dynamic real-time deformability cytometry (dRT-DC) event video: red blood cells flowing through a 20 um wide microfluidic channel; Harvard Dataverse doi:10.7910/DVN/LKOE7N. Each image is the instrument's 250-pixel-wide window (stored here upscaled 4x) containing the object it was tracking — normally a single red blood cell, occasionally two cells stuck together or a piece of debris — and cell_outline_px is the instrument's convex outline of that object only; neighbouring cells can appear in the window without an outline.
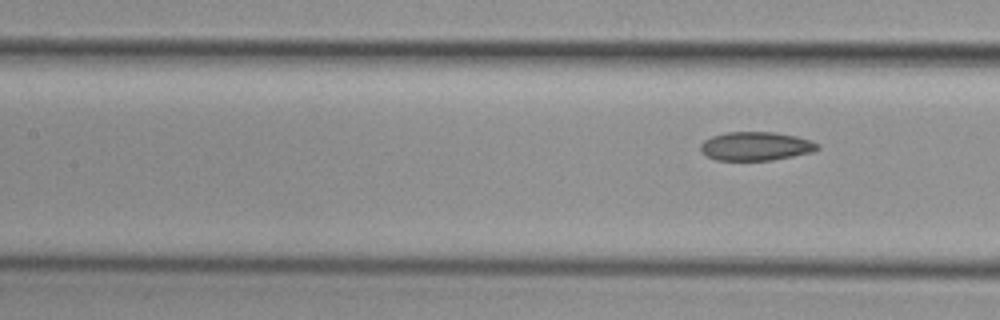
{"species": "common noctule bat (a hibernating species)", "species_latin": "Nyctalus noctula", "temperature_condition": "cold", "stored_images_in_passage": 6, "segment_of_instrument_passage": [2, 2], "camera_frame_rate_fps": 3000, "um_per_image_px": 0.085, "animal": {"sex": "female", "body_mass_g": 29.2, "forearm_length_mm": 56.3}, "frame": {"image": 1, "passage_image": 6, "time_ms": 6.667, "image_size_px": [1000, 320], "cell_outline_px": [[820, 148], [812, 152], [772, 160], [716, 160], [708, 156], [700, 148], [700, 144], [704, 140], [712, 136], [728, 132], [776, 132], [796, 136], [812, 140], [820, 144]], "centroid_in_image_um": [64.28, 12.42], "position_along_channel_um": 143.1, "area_um2": 19.54}}